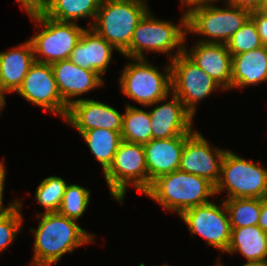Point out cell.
<instances>
[{
	"instance_id": "27",
	"label": "cell",
	"mask_w": 267,
	"mask_h": 266,
	"mask_svg": "<svg viewBox=\"0 0 267 266\" xmlns=\"http://www.w3.org/2000/svg\"><path fill=\"white\" fill-rule=\"evenodd\" d=\"M67 183L57 176L45 178L37 187L35 198L45 208L43 213H57L65 193Z\"/></svg>"
},
{
	"instance_id": "24",
	"label": "cell",
	"mask_w": 267,
	"mask_h": 266,
	"mask_svg": "<svg viewBox=\"0 0 267 266\" xmlns=\"http://www.w3.org/2000/svg\"><path fill=\"white\" fill-rule=\"evenodd\" d=\"M102 0H49L46 16L61 22H75L78 19L93 18L98 12Z\"/></svg>"
},
{
	"instance_id": "1",
	"label": "cell",
	"mask_w": 267,
	"mask_h": 266,
	"mask_svg": "<svg viewBox=\"0 0 267 266\" xmlns=\"http://www.w3.org/2000/svg\"><path fill=\"white\" fill-rule=\"evenodd\" d=\"M34 232L32 266L57 264L65 253H70L86 243L93 242V235L78 226L76 220L57 213H42Z\"/></svg>"
},
{
	"instance_id": "28",
	"label": "cell",
	"mask_w": 267,
	"mask_h": 266,
	"mask_svg": "<svg viewBox=\"0 0 267 266\" xmlns=\"http://www.w3.org/2000/svg\"><path fill=\"white\" fill-rule=\"evenodd\" d=\"M89 199L90 190L77 184H67L58 213L77 221L86 211Z\"/></svg>"
},
{
	"instance_id": "9",
	"label": "cell",
	"mask_w": 267,
	"mask_h": 266,
	"mask_svg": "<svg viewBox=\"0 0 267 266\" xmlns=\"http://www.w3.org/2000/svg\"><path fill=\"white\" fill-rule=\"evenodd\" d=\"M104 178L111 196L118 202L124 200L128 184L145 193L148 190V171L143 144L122 140Z\"/></svg>"
},
{
	"instance_id": "31",
	"label": "cell",
	"mask_w": 267,
	"mask_h": 266,
	"mask_svg": "<svg viewBox=\"0 0 267 266\" xmlns=\"http://www.w3.org/2000/svg\"><path fill=\"white\" fill-rule=\"evenodd\" d=\"M20 2L22 8L26 10L29 17L45 14L49 0H16Z\"/></svg>"
},
{
	"instance_id": "3",
	"label": "cell",
	"mask_w": 267,
	"mask_h": 266,
	"mask_svg": "<svg viewBox=\"0 0 267 266\" xmlns=\"http://www.w3.org/2000/svg\"><path fill=\"white\" fill-rule=\"evenodd\" d=\"M146 0H102L89 28L122 54L130 45L136 26L150 10Z\"/></svg>"
},
{
	"instance_id": "11",
	"label": "cell",
	"mask_w": 267,
	"mask_h": 266,
	"mask_svg": "<svg viewBox=\"0 0 267 266\" xmlns=\"http://www.w3.org/2000/svg\"><path fill=\"white\" fill-rule=\"evenodd\" d=\"M212 201L185 210L180 217L194 235L202 236L206 242L222 252H226L231 239V226L227 208Z\"/></svg>"
},
{
	"instance_id": "34",
	"label": "cell",
	"mask_w": 267,
	"mask_h": 266,
	"mask_svg": "<svg viewBox=\"0 0 267 266\" xmlns=\"http://www.w3.org/2000/svg\"><path fill=\"white\" fill-rule=\"evenodd\" d=\"M226 3L235 5L236 7L245 8L250 11L260 8V0H226Z\"/></svg>"
},
{
	"instance_id": "17",
	"label": "cell",
	"mask_w": 267,
	"mask_h": 266,
	"mask_svg": "<svg viewBox=\"0 0 267 266\" xmlns=\"http://www.w3.org/2000/svg\"><path fill=\"white\" fill-rule=\"evenodd\" d=\"M51 67L59 94L68 106L74 102L72 98L88 93L104 84L98 73L84 69L70 59L55 62L51 64Z\"/></svg>"
},
{
	"instance_id": "38",
	"label": "cell",
	"mask_w": 267,
	"mask_h": 266,
	"mask_svg": "<svg viewBox=\"0 0 267 266\" xmlns=\"http://www.w3.org/2000/svg\"><path fill=\"white\" fill-rule=\"evenodd\" d=\"M4 93H6V92L0 90V113H1V110L3 109V107L6 105Z\"/></svg>"
},
{
	"instance_id": "23",
	"label": "cell",
	"mask_w": 267,
	"mask_h": 266,
	"mask_svg": "<svg viewBox=\"0 0 267 266\" xmlns=\"http://www.w3.org/2000/svg\"><path fill=\"white\" fill-rule=\"evenodd\" d=\"M88 148L102 165L103 173L111 166L115 153L122 141L121 131L91 129L81 133Z\"/></svg>"
},
{
	"instance_id": "10",
	"label": "cell",
	"mask_w": 267,
	"mask_h": 266,
	"mask_svg": "<svg viewBox=\"0 0 267 266\" xmlns=\"http://www.w3.org/2000/svg\"><path fill=\"white\" fill-rule=\"evenodd\" d=\"M172 92L181 100L194 117L200 100L222 87L199 68L184 52L170 61Z\"/></svg>"
},
{
	"instance_id": "39",
	"label": "cell",
	"mask_w": 267,
	"mask_h": 266,
	"mask_svg": "<svg viewBox=\"0 0 267 266\" xmlns=\"http://www.w3.org/2000/svg\"><path fill=\"white\" fill-rule=\"evenodd\" d=\"M258 10L267 12V0H260V8Z\"/></svg>"
},
{
	"instance_id": "16",
	"label": "cell",
	"mask_w": 267,
	"mask_h": 266,
	"mask_svg": "<svg viewBox=\"0 0 267 266\" xmlns=\"http://www.w3.org/2000/svg\"><path fill=\"white\" fill-rule=\"evenodd\" d=\"M191 51L184 53L204 72L210 75L224 90L231 89L232 56L227 45L198 41Z\"/></svg>"
},
{
	"instance_id": "18",
	"label": "cell",
	"mask_w": 267,
	"mask_h": 266,
	"mask_svg": "<svg viewBox=\"0 0 267 266\" xmlns=\"http://www.w3.org/2000/svg\"><path fill=\"white\" fill-rule=\"evenodd\" d=\"M187 136L152 139L143 144L148 171V189L158 177L179 170Z\"/></svg>"
},
{
	"instance_id": "13",
	"label": "cell",
	"mask_w": 267,
	"mask_h": 266,
	"mask_svg": "<svg viewBox=\"0 0 267 266\" xmlns=\"http://www.w3.org/2000/svg\"><path fill=\"white\" fill-rule=\"evenodd\" d=\"M226 151L210 146L202 134L194 130L187 134L179 170L205 178L215 186Z\"/></svg>"
},
{
	"instance_id": "20",
	"label": "cell",
	"mask_w": 267,
	"mask_h": 266,
	"mask_svg": "<svg viewBox=\"0 0 267 266\" xmlns=\"http://www.w3.org/2000/svg\"><path fill=\"white\" fill-rule=\"evenodd\" d=\"M34 63L30 40L10 51L0 52V90L6 93L17 92Z\"/></svg>"
},
{
	"instance_id": "29",
	"label": "cell",
	"mask_w": 267,
	"mask_h": 266,
	"mask_svg": "<svg viewBox=\"0 0 267 266\" xmlns=\"http://www.w3.org/2000/svg\"><path fill=\"white\" fill-rule=\"evenodd\" d=\"M231 56L264 46L254 21H248L226 43Z\"/></svg>"
},
{
	"instance_id": "33",
	"label": "cell",
	"mask_w": 267,
	"mask_h": 266,
	"mask_svg": "<svg viewBox=\"0 0 267 266\" xmlns=\"http://www.w3.org/2000/svg\"><path fill=\"white\" fill-rule=\"evenodd\" d=\"M6 177V170L4 167L3 162H0V218L7 214L10 210L13 209V207L18 203V200H13L11 204H9L7 207L4 208L3 206V189H4V182Z\"/></svg>"
},
{
	"instance_id": "30",
	"label": "cell",
	"mask_w": 267,
	"mask_h": 266,
	"mask_svg": "<svg viewBox=\"0 0 267 266\" xmlns=\"http://www.w3.org/2000/svg\"><path fill=\"white\" fill-rule=\"evenodd\" d=\"M21 208L22 204L19 200L12 210L0 218V252L9 247L22 227Z\"/></svg>"
},
{
	"instance_id": "8",
	"label": "cell",
	"mask_w": 267,
	"mask_h": 266,
	"mask_svg": "<svg viewBox=\"0 0 267 266\" xmlns=\"http://www.w3.org/2000/svg\"><path fill=\"white\" fill-rule=\"evenodd\" d=\"M30 18L36 26H42V31L29 39L35 62L53 64L69 59L85 29L75 22L57 21L45 14Z\"/></svg>"
},
{
	"instance_id": "36",
	"label": "cell",
	"mask_w": 267,
	"mask_h": 266,
	"mask_svg": "<svg viewBox=\"0 0 267 266\" xmlns=\"http://www.w3.org/2000/svg\"><path fill=\"white\" fill-rule=\"evenodd\" d=\"M214 1H219V0H181L183 6H189L187 8H190L193 5L196 4H201V3H215Z\"/></svg>"
},
{
	"instance_id": "5",
	"label": "cell",
	"mask_w": 267,
	"mask_h": 266,
	"mask_svg": "<svg viewBox=\"0 0 267 266\" xmlns=\"http://www.w3.org/2000/svg\"><path fill=\"white\" fill-rule=\"evenodd\" d=\"M226 4V8H221L213 3H201L186 9L187 33L207 37L200 42L226 44L248 21L251 14L248 9Z\"/></svg>"
},
{
	"instance_id": "35",
	"label": "cell",
	"mask_w": 267,
	"mask_h": 266,
	"mask_svg": "<svg viewBox=\"0 0 267 266\" xmlns=\"http://www.w3.org/2000/svg\"><path fill=\"white\" fill-rule=\"evenodd\" d=\"M258 226L267 232V198L261 199V212L259 217Z\"/></svg>"
},
{
	"instance_id": "12",
	"label": "cell",
	"mask_w": 267,
	"mask_h": 266,
	"mask_svg": "<svg viewBox=\"0 0 267 266\" xmlns=\"http://www.w3.org/2000/svg\"><path fill=\"white\" fill-rule=\"evenodd\" d=\"M17 93L45 111L61 115L63 119L67 115L69 106L59 94L51 64L35 62Z\"/></svg>"
},
{
	"instance_id": "25",
	"label": "cell",
	"mask_w": 267,
	"mask_h": 266,
	"mask_svg": "<svg viewBox=\"0 0 267 266\" xmlns=\"http://www.w3.org/2000/svg\"><path fill=\"white\" fill-rule=\"evenodd\" d=\"M121 137L122 140L131 143L145 144L151 141L152 127L149 112L127 104L123 114Z\"/></svg>"
},
{
	"instance_id": "4",
	"label": "cell",
	"mask_w": 267,
	"mask_h": 266,
	"mask_svg": "<svg viewBox=\"0 0 267 266\" xmlns=\"http://www.w3.org/2000/svg\"><path fill=\"white\" fill-rule=\"evenodd\" d=\"M180 25L155 18L149 10L136 26L129 47L121 54L130 59L145 58L143 51L170 54V61L184 52L186 41V12L180 20ZM185 28V29H184Z\"/></svg>"
},
{
	"instance_id": "22",
	"label": "cell",
	"mask_w": 267,
	"mask_h": 266,
	"mask_svg": "<svg viewBox=\"0 0 267 266\" xmlns=\"http://www.w3.org/2000/svg\"><path fill=\"white\" fill-rule=\"evenodd\" d=\"M241 253L247 262H267V232L258 225L231 228L230 244L226 253Z\"/></svg>"
},
{
	"instance_id": "7",
	"label": "cell",
	"mask_w": 267,
	"mask_h": 266,
	"mask_svg": "<svg viewBox=\"0 0 267 266\" xmlns=\"http://www.w3.org/2000/svg\"><path fill=\"white\" fill-rule=\"evenodd\" d=\"M124 67L119 84L121 92L147 107L169 96L172 92L171 65L165 66V74L153 67L145 58H133Z\"/></svg>"
},
{
	"instance_id": "37",
	"label": "cell",
	"mask_w": 267,
	"mask_h": 266,
	"mask_svg": "<svg viewBox=\"0 0 267 266\" xmlns=\"http://www.w3.org/2000/svg\"><path fill=\"white\" fill-rule=\"evenodd\" d=\"M216 266H223L220 262H217ZM242 266H267V262L259 261V262H245Z\"/></svg>"
},
{
	"instance_id": "26",
	"label": "cell",
	"mask_w": 267,
	"mask_h": 266,
	"mask_svg": "<svg viewBox=\"0 0 267 266\" xmlns=\"http://www.w3.org/2000/svg\"><path fill=\"white\" fill-rule=\"evenodd\" d=\"M223 201L229 214L231 228L258 225L261 212V199L231 198Z\"/></svg>"
},
{
	"instance_id": "14",
	"label": "cell",
	"mask_w": 267,
	"mask_h": 266,
	"mask_svg": "<svg viewBox=\"0 0 267 266\" xmlns=\"http://www.w3.org/2000/svg\"><path fill=\"white\" fill-rule=\"evenodd\" d=\"M65 122L81 134L91 129L122 131L123 114L114 107L92 99H75L68 107Z\"/></svg>"
},
{
	"instance_id": "2",
	"label": "cell",
	"mask_w": 267,
	"mask_h": 266,
	"mask_svg": "<svg viewBox=\"0 0 267 266\" xmlns=\"http://www.w3.org/2000/svg\"><path fill=\"white\" fill-rule=\"evenodd\" d=\"M144 194L179 216L216 195L215 186L207 179L180 170L158 177Z\"/></svg>"
},
{
	"instance_id": "6",
	"label": "cell",
	"mask_w": 267,
	"mask_h": 266,
	"mask_svg": "<svg viewBox=\"0 0 267 266\" xmlns=\"http://www.w3.org/2000/svg\"><path fill=\"white\" fill-rule=\"evenodd\" d=\"M261 162L248 161L237 154L226 151L220 171V178L215 185V194L227 189L231 198H267V169Z\"/></svg>"
},
{
	"instance_id": "19",
	"label": "cell",
	"mask_w": 267,
	"mask_h": 266,
	"mask_svg": "<svg viewBox=\"0 0 267 266\" xmlns=\"http://www.w3.org/2000/svg\"><path fill=\"white\" fill-rule=\"evenodd\" d=\"M115 48L91 28H85L79 42L70 55L76 65L95 71L100 76L106 73Z\"/></svg>"
},
{
	"instance_id": "15",
	"label": "cell",
	"mask_w": 267,
	"mask_h": 266,
	"mask_svg": "<svg viewBox=\"0 0 267 266\" xmlns=\"http://www.w3.org/2000/svg\"><path fill=\"white\" fill-rule=\"evenodd\" d=\"M172 98L165 97L147 107L158 105L149 112L152 127V139H166L175 136H187L192 132L193 116L186 110L181 100L171 92Z\"/></svg>"
},
{
	"instance_id": "32",
	"label": "cell",
	"mask_w": 267,
	"mask_h": 266,
	"mask_svg": "<svg viewBox=\"0 0 267 266\" xmlns=\"http://www.w3.org/2000/svg\"><path fill=\"white\" fill-rule=\"evenodd\" d=\"M250 18L256 24L262 44L267 46V12L261 10L251 11Z\"/></svg>"
},
{
	"instance_id": "21",
	"label": "cell",
	"mask_w": 267,
	"mask_h": 266,
	"mask_svg": "<svg viewBox=\"0 0 267 266\" xmlns=\"http://www.w3.org/2000/svg\"><path fill=\"white\" fill-rule=\"evenodd\" d=\"M267 81L266 46L232 56L231 89Z\"/></svg>"
}]
</instances>
